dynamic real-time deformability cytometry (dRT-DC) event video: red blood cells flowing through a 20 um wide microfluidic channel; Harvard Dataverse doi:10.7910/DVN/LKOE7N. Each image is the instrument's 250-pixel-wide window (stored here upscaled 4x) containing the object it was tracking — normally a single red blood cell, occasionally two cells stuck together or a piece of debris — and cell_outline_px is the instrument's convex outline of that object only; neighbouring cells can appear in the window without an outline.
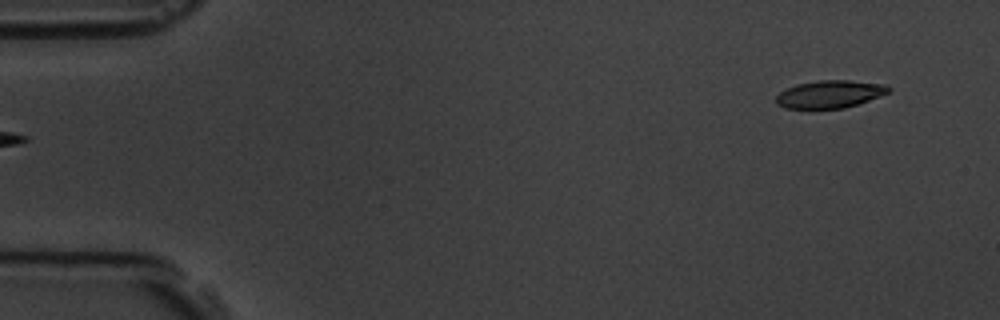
{"species": "common noctule bat (a hibernating species)", "species_latin": "Nyctalus noctula", "temperature_condition": "room temperature", "stored_images_in_passage": 6, "segment_of_instrument_passage": [2, 2], "camera_frame_rate_fps": 3000, "um_per_image_px": 0.085, "animal": {"sex": "male", "body_mass_g": 19.5, "forearm_length_mm": 54.6}, "frame": {"image": 1, "passage_image": 6, "time_ms": 6.333, "image_size_px": [1000, 320], "cell_outline_px": [[892, 92], [844, 108], [784, 108], [776, 104], [776, 96], [780, 92], [796, 84], [816, 80], [848, 80], [888, 84], [892, 88]], "centroid_in_image_um": [70.57, 7.99], "position_along_channel_um": 14.4, "area_um2": 18.21}}